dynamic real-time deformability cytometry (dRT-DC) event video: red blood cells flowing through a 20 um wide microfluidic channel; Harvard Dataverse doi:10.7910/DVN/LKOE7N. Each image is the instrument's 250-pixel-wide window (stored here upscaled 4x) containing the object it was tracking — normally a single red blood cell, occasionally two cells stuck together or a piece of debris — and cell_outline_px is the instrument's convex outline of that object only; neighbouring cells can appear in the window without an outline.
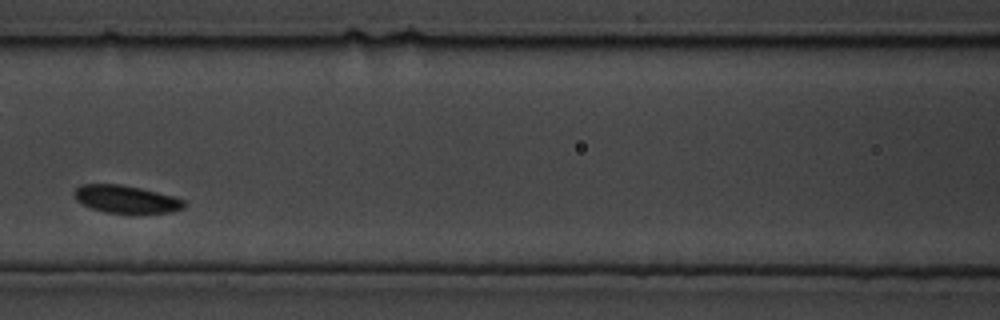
{"species": "common noctule bat (a hibernating species)", "species_latin": "Nyctalus noctula", "temperature_condition": "cold", "stored_images_in_passage": 8, "camera_frame_rate_fps": 3000, "um_per_image_px": 0.085, "animal": {"sex": "male", "body_mass_g": 19.5, "forearm_length_mm": 54.6}, "frame": {"image": 1, "passage_image": 6, "time_ms": 1.667, "image_size_px": [1000, 320], "cell_outline_px": [[184, 208], [172, 212], [128, 216], [104, 212], [92, 208], [76, 200], [72, 192], [80, 184], [120, 184], [140, 188], [172, 196], [184, 200]], "centroid_in_image_um": [10.71, 16.98], "position_along_channel_um": 155.9, "area_um2": 18.32}}